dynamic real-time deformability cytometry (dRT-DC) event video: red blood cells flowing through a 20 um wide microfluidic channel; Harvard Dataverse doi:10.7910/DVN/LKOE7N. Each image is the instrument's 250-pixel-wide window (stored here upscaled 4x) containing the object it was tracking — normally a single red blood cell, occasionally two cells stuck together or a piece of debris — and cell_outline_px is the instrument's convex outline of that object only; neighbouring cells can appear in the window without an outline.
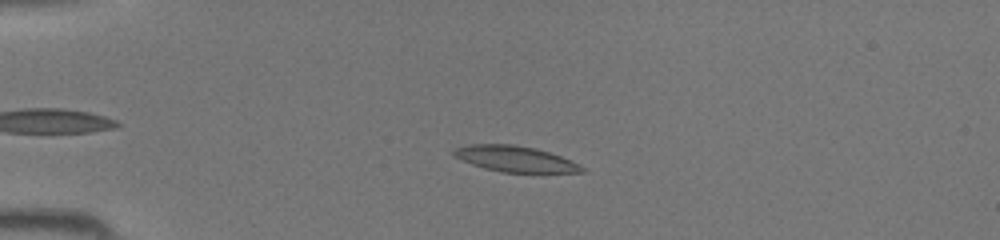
{"species": "common noctule bat (a hibernating species)", "species_latin": "Nyctalus noctula", "temperature_condition": "room temperature", "stored_images_in_passage": 41, "camera_frame_rate_fps": 3000, "um_per_image_px": 0.085, "animal": {"sex": "female", "body_mass_g": 19.5, "forearm_length_mm": 54.1}, "frame": {"image": 1, "passage_image": 12, "time_ms": 3.667, "image_size_px": [1000, 240], "cell_outline_px": [[584, 172], [500, 172], [484, 168], [472, 164], [452, 156], [452, 152], [456, 148], [468, 144], [512, 144], [536, 148], [572, 160], [580, 164], [584, 168]], "centroid_in_image_um": [43.77, 13.5], "position_along_channel_um": 41.2, "area_um2": 19.25}}
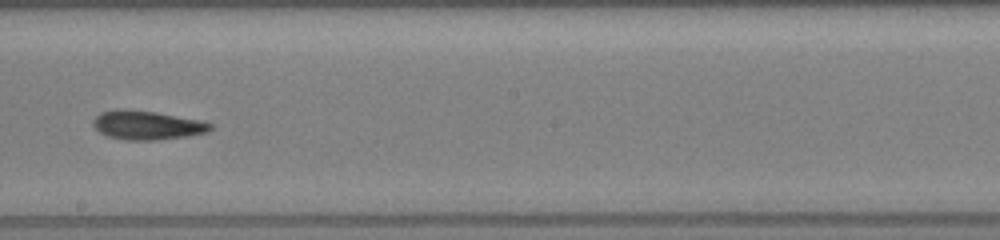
{"frame": {"image": 2, "passage_image": 27, "time_ms": 8.667, "image_size_px": [1000, 240], "cell_outline_px": [[212, 128], [208, 132], [188, 136], [156, 140], [128, 140], [108, 136], [100, 132], [92, 124], [92, 120], [100, 112], [116, 108], [124, 108], [156, 112], [204, 120], [212, 124]], "centroid_in_image_um": [12.51, 10.62], "position_along_channel_um": 235.7, "area_um2": 20.06}}
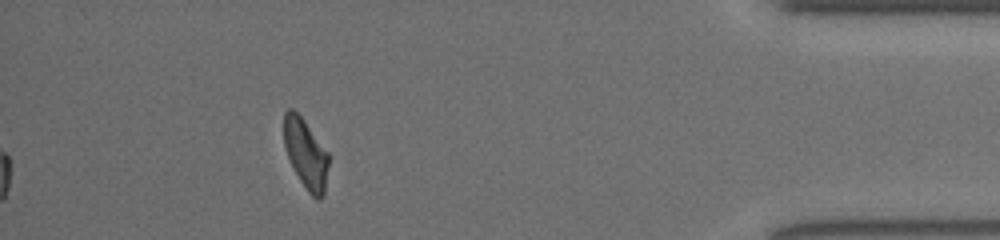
{"frame": {"image": 3, "passage_image": 41, "time_ms": 13.333, "image_size_px": [1000, 240], "cell_outline_px": [[328, 164], [324, 196], [320, 200], [316, 200], [308, 192], [300, 180], [288, 156], [284, 144], [284, 112], [288, 108], [292, 108], [304, 120], [328, 152]], "centroid_in_image_um": [26.0, 13.08], "position_along_channel_um": 409.2, "area_um2": 17.92}}